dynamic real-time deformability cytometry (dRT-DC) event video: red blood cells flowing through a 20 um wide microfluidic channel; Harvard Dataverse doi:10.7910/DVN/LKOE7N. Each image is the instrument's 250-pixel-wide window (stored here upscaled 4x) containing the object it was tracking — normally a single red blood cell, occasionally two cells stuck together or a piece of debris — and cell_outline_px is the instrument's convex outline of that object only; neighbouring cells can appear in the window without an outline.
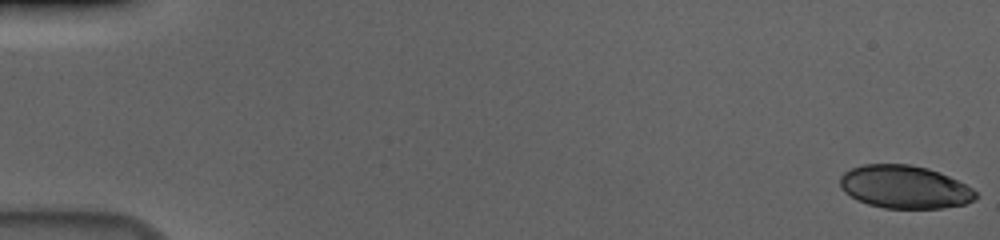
{"species": "human", "species_latin": "Homo sapiens", "temperature_condition": "cold", "stored_images_in_passage": 57, "camera_frame_rate_fps": 3000, "um_per_image_px": 0.085, "donor": {"sex": "male"}, "frame": {"image": 1, "passage_image": 1, "time_ms": 0.0, "image_size_px": [1000, 240], "cell_outline_px": [[976, 200], [964, 204], [944, 208], [884, 208], [868, 204], [856, 200], [844, 192], [840, 188], [840, 176], [844, 172], [852, 168], [864, 164], [912, 164], [928, 168], [940, 172], [972, 188], [976, 192]], "centroid_in_image_um": [76.87, 15.89], "position_along_channel_um": 8.1, "area_um2": 34.1}}
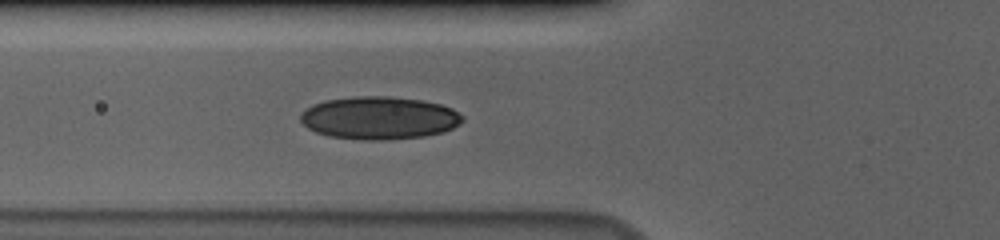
{"frame": {"image": 2, "passage_image": 22, "time_ms": 7.0, "image_size_px": [1000, 240], "cell_outline_px": [[464, 120], [460, 124], [444, 132], [424, 136], [388, 140], [364, 140], [328, 136], [316, 132], [308, 128], [300, 120], [300, 112], [312, 104], [324, 100], [356, 96], [388, 96], [420, 100], [440, 104], [452, 108], [464, 116]], "centroid_in_image_um": [32.23, 10.02], "position_along_channel_um": 93.6, "area_um2": 40.69}}
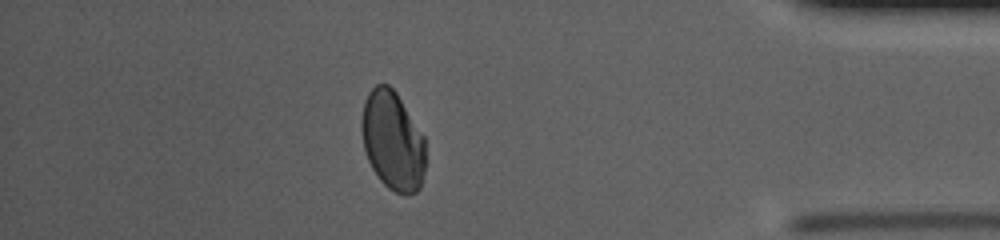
{"frame": {"image": 3, "passage_image": 50, "time_ms": 16.333, "image_size_px": [1000, 240], "cell_outline_px": [[424, 172], [420, 188], [416, 192], [404, 196], [388, 188], [380, 180], [372, 168], [368, 160], [364, 148], [360, 124], [364, 100], [368, 92], [376, 84], [388, 84], [396, 92], [424, 136]], "centroid_in_image_um": [33.36, 11.96], "position_along_channel_um": 401.8, "area_um2": 36.99}, "authors_computed_cell_mechanics": {"area_um2": 37.3966, "velocity_mm_per_s": 3.679, "shape_relaxation_time_tau1_ms": null, "shape_relaxation_time_tau2_ms": 2.0506, "deformation_change_tau1": null, "deformation_change_tau2": 0.0533}}